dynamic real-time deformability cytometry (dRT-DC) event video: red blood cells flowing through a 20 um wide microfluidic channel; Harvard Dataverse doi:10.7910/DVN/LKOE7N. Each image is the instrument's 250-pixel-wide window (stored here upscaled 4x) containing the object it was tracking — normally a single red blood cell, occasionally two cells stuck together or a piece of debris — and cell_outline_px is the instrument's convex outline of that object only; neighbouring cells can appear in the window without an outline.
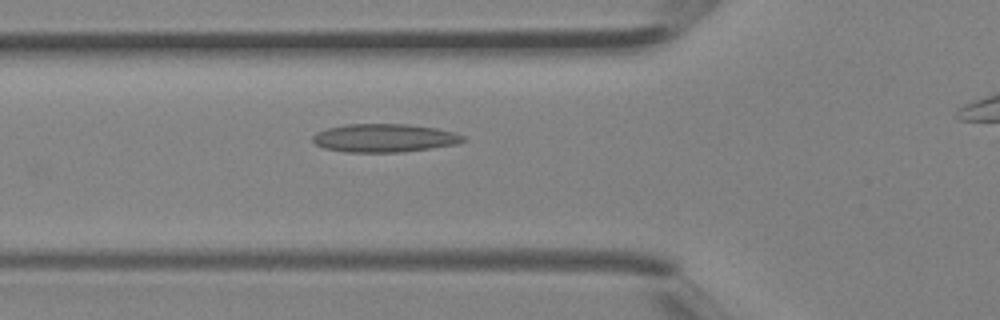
{"species": "Egyptian fruit bat (a non-hibernating species)", "species_latin": "Rousettus aegyptiacus", "temperature_condition": "room temperature", "stored_images_in_passage": 6, "camera_frame_rate_fps": 3000, "um_per_image_px": 0.085, "animal": {"sex": "female"}, "frame": {"image": 1, "passage_image": 5, "time_ms": 1.333, "image_size_px": [1000, 320], "cell_outline_px": [[468, 140], [456, 144], [400, 152], [348, 152], [324, 148], [316, 144], [312, 140], [312, 136], [316, 132], [328, 128], [344, 124], [408, 124], [436, 128], [456, 132], [464, 136]], "centroid_in_image_um": [32.68, 11.72], "position_along_channel_um": 93.1, "area_um2": 24.8}}